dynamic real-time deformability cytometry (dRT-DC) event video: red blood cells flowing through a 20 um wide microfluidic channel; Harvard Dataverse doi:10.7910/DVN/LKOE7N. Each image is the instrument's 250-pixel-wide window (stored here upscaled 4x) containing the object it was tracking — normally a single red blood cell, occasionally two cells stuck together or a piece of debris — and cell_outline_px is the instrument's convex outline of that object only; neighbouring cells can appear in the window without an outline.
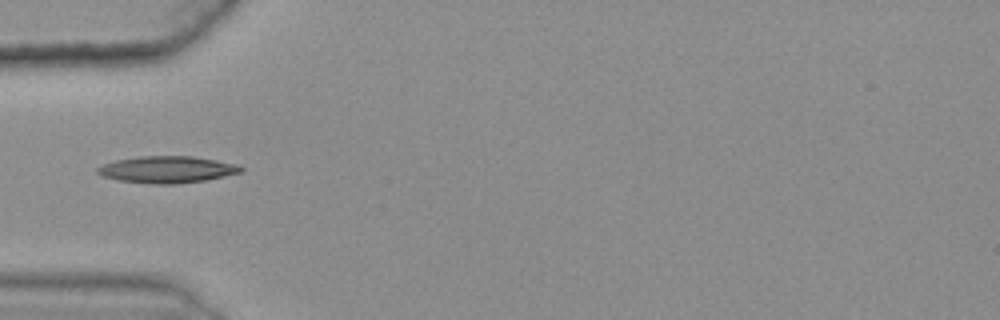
{"species": "common noctule bat (a hibernating species)", "species_latin": "Nyctalus noctula", "temperature_condition": "warm", "stored_images_in_passage": 31, "camera_frame_rate_fps": 3000, "um_per_image_px": 0.085, "animal": {"sex": "female", "body_mass_g": 25.1}, "frame": {"image": 1, "passage_image": 1, "time_ms": 0.0, "image_size_px": [1000, 320], "cell_outline_px": [[244, 172], [204, 180], [172, 184], [156, 184], [120, 180], [104, 176], [96, 172], [96, 168], [100, 164], [116, 160], [140, 156], [192, 156], [216, 160], [236, 164], [244, 168]], "centroid_in_image_um": [14.2, 14.4], "position_along_channel_um": 70.8, "area_um2": 22.25}}
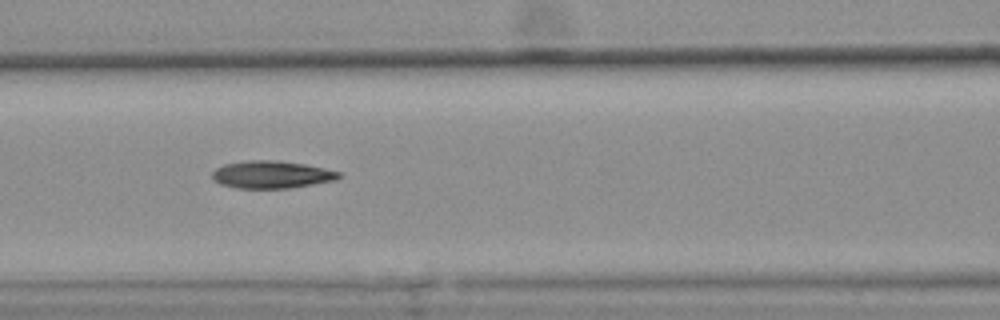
{"frame": {"image": 2, "passage_image": 7, "time_ms": 2.0, "image_size_px": [1000, 320], "cell_outline_px": [[340, 176], [336, 180], [288, 188], [236, 188], [220, 184], [212, 180], [212, 172], [216, 168], [224, 164], [248, 160], [280, 160], [304, 164], [324, 168], [340, 172]], "centroid_in_image_um": [23.04, 14.83], "position_along_channel_um": 143.6, "area_um2": 20.29}}
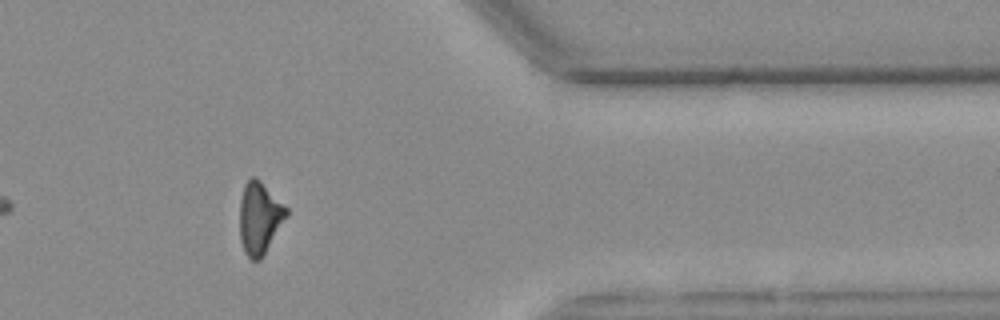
{"frame": {"image": 3, "passage_image": 29, "time_ms": 9.333, "image_size_px": [1000, 320], "cell_outline_px": [[288, 216], [260, 260], [252, 260], [244, 252], [240, 240], [240, 200], [244, 184], [252, 176], [256, 176], [288, 208]], "centroid_in_image_um": [22.06, 18.51], "position_along_channel_um": 389.3, "area_um2": 19.65}, "authors_computed_cell_mechanics": {"area_um2": 20.0566, "velocity_mm_per_s": 3.621, "shape_relaxation_time_tau1_ms": null, "shape_relaxation_time_tau2_ms": 3.8371, "deformation_change_tau1": null, "deformation_change_tau2": 0.1269}}